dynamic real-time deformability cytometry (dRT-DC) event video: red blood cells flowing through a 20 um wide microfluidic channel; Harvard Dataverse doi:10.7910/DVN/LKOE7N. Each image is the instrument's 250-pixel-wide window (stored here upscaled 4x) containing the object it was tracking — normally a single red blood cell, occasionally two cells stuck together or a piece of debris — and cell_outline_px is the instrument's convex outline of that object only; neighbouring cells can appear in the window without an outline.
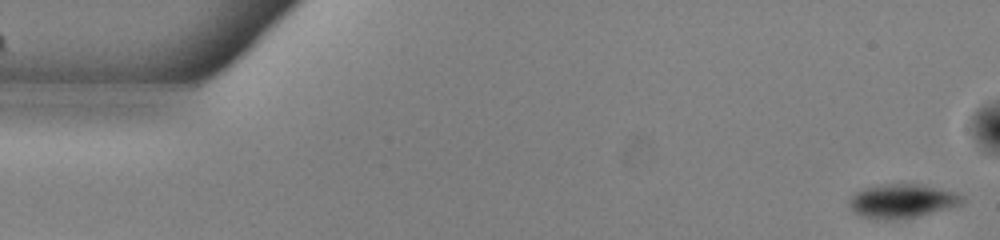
{"species": "common noctule bat (a hibernating species)", "species_latin": "Nyctalus noctula", "temperature_condition": "warm", "stored_images_in_passage": 53, "camera_frame_rate_fps": 3000, "um_per_image_px": 0.085, "animal": {"sex": "male", "body_mass_g": 13.0, "forearm_length_mm": 53.1}, "frame": {"image": 1, "passage_image": 1, "time_ms": 0.0, "image_size_px": [1000, 240], "cell_outline_px": [[964, 200], [960, 204], [948, 208], [916, 216], [896, 220], [876, 220], [860, 216], [852, 212], [848, 204], [848, 200], [856, 192], [864, 188], [888, 184], [924, 184], [940, 188], [964, 196]], "centroid_in_image_um": [76.62, 17.1], "position_along_channel_um": 8.4, "area_um2": 22.37}}
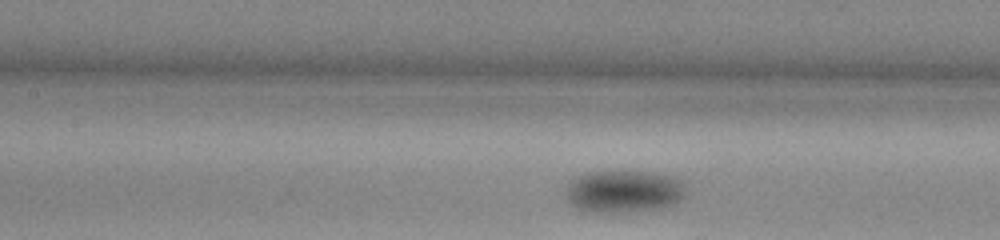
{"frame": {"image": 2, "passage_image": 23, "time_ms": 7.333, "image_size_px": [1000, 240], "cell_outline_px": [[684, 196], [680, 200], [672, 204], [660, 208], [632, 212], [584, 212], [576, 208], [568, 200], [564, 192], [568, 184], [576, 176], [584, 172], [656, 172], [672, 176], [680, 180], [684, 184]], "centroid_in_image_um": [52.99, 16.28], "position_along_channel_um": 154.4, "area_um2": 29.82}}
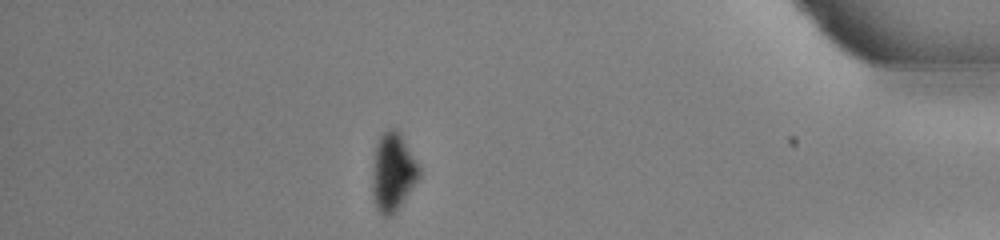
{"frame": {"image": 3, "passage_image": 46, "time_ms": 15.0, "image_size_px": [1000, 240], "cell_outline_px": [[420, 176], [400, 204], [388, 216], [384, 216], [380, 212], [376, 204], [372, 192], [372, 172], [376, 144], [380, 136], [388, 128], [396, 128], [400, 132], [420, 168]], "centroid_in_image_um": [33.38, 14.56], "position_along_channel_um": 401.8, "area_um2": 20.75}, "authors_computed_cell_mechanics": {"area_um2": 25.432, "velocity_mm_per_s": 3.8349, "shape_relaxation_time_tau1_ms": 2.1034, "shape_relaxation_time_tau2_ms": null, "deformation_change_tau1": 0.0737, "deformation_change_tau2": null}}